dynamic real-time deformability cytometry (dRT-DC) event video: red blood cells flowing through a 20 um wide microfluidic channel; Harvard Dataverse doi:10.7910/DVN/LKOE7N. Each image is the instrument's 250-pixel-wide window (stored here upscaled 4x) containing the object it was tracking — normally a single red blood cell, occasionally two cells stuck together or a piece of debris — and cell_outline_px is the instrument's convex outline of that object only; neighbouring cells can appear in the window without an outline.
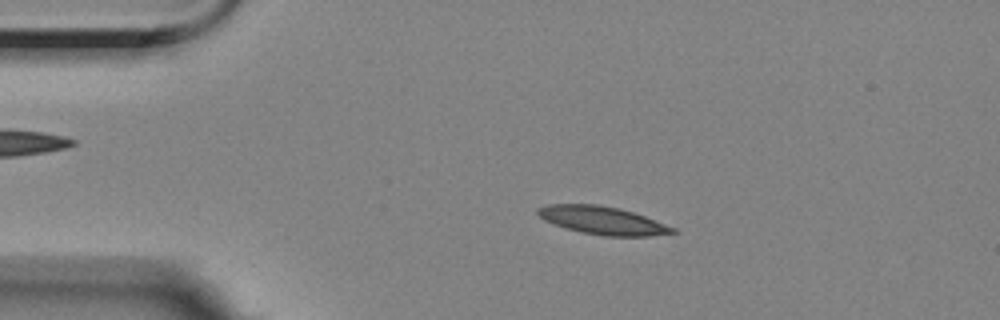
{"species": "Egyptian fruit bat (a non-hibernating species)", "species_latin": "Rousettus aegyptiacus", "temperature_condition": "room temperature", "stored_images_in_passage": 37, "camera_frame_rate_fps": 3000, "um_per_image_px": 0.085, "animal": {"sex": "female"}, "frame": {"image": 1, "passage_image": 10, "time_ms": 3.0, "image_size_px": [1000, 320], "cell_outline_px": [[676, 232], [648, 236], [604, 236], [580, 232], [564, 228], [544, 220], [536, 212], [536, 208], [548, 204], [600, 204], [620, 208], [644, 216], [676, 228]], "centroid_in_image_um": [51.17, 18.73], "position_along_channel_um": 33.8, "area_um2": 22.02}}
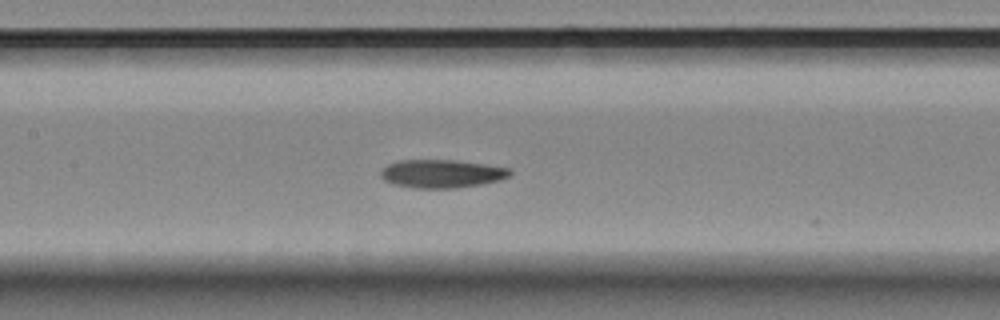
{"frame": {"image": 2, "passage_image": 25, "time_ms": 8.0, "image_size_px": [1000, 320], "cell_outline_px": [[512, 172], [508, 176], [500, 180], [480, 184], [456, 188], [412, 188], [392, 184], [384, 180], [380, 176], [380, 168], [396, 160], [456, 160], [512, 168]], "centroid_in_image_um": [37.5, 14.76], "position_along_channel_um": 169.9, "area_um2": 21.5}}
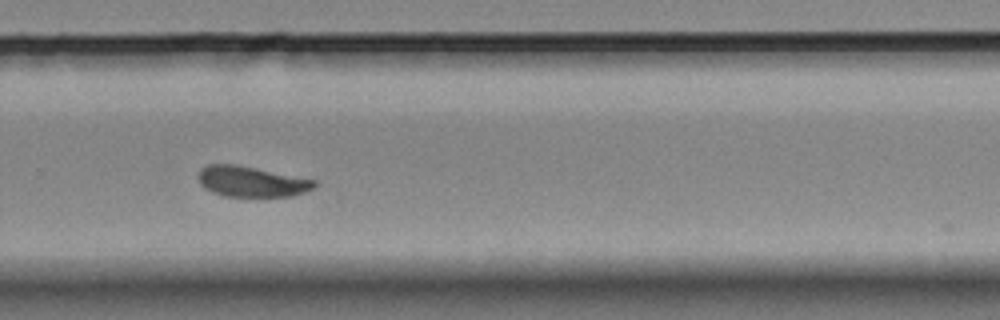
{"frame": {"image": 3, "passage_image": 37, "time_ms": 12.0, "image_size_px": [1000, 320], "cell_outline_px": [[316, 188], [292, 196], [224, 196], [212, 192], [204, 188], [200, 184], [196, 176], [200, 168], [208, 164], [236, 164], [316, 180]], "centroid_in_image_um": [21.33, 15.43], "position_along_channel_um": 308.5, "area_um2": 20.81}}